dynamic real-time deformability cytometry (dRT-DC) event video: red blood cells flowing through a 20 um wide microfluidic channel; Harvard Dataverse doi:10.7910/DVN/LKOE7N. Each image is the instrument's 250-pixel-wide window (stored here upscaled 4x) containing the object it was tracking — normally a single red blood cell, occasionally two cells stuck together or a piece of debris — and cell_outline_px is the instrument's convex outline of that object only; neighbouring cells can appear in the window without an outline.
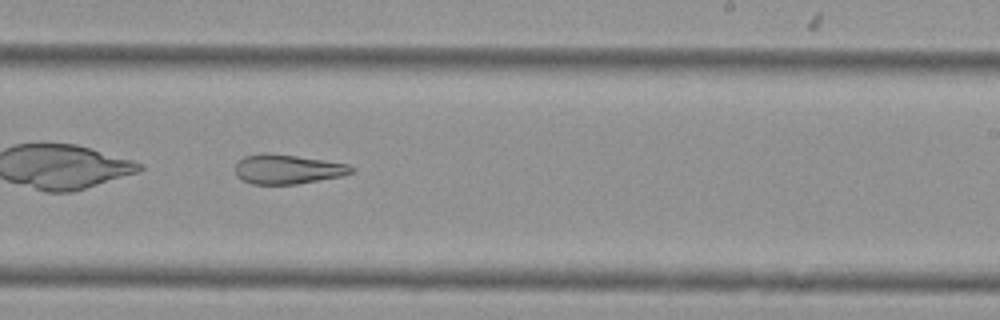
{"species": "Egyptian fruit bat (a non-hibernating species)", "species_latin": "Rousettus aegyptiacus", "temperature_condition": "cold", "stored_images_in_passage": 20, "camera_frame_rate_fps": 3000, "um_per_image_px": 0.085, "animal": {"sex": "female"}, "frame": {"image": 1, "passage_image": 16, "time_ms": 5.0, "image_size_px": [1000, 320], "cell_outline_px": [[352, 172], [340, 176], [296, 184], [252, 184], [240, 180], [236, 176], [236, 164], [244, 156], [260, 152], [264, 152], [296, 156], [324, 160], [348, 164], [352, 168]], "centroid_in_image_um": [24.37, 14.38], "position_along_channel_um": 264.6, "area_um2": 19.83}}